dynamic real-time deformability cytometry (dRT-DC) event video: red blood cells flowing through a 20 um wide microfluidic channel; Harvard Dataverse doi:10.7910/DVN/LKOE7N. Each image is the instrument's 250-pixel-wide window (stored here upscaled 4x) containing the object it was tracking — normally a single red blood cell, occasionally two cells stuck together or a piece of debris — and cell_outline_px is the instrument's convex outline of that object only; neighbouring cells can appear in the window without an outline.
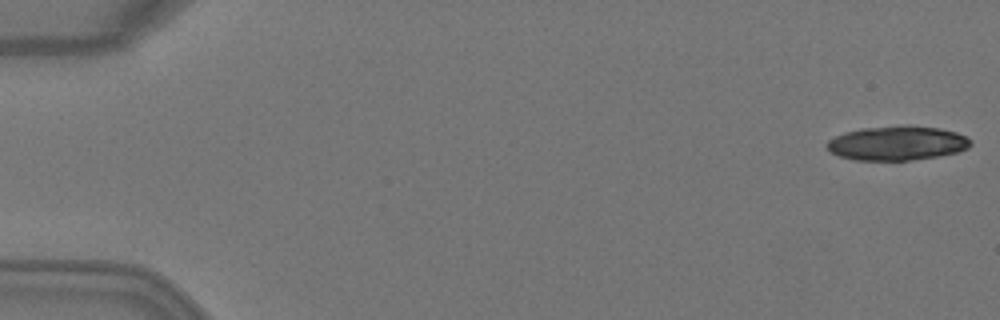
{"species": "Egyptian fruit bat (a non-hibernating species)", "species_latin": "Rousettus aegyptiacus", "temperature_condition": "warm", "stored_images_in_passage": 5, "camera_frame_rate_fps": 3000, "um_per_image_px": 0.085, "animal": {"sex": "female"}, "frame": {"image": 1, "passage_image": 1, "time_ms": 0.0, "image_size_px": [1000, 320], "cell_outline_px": [[972, 144], [968, 148], [956, 152], [940, 156], [912, 160], [852, 160], [840, 156], [832, 152], [824, 144], [828, 140], [844, 132], [860, 128], [904, 124], [908, 124], [940, 128], [956, 132], [968, 136], [972, 140]], "centroid_in_image_um": [76.28, 12.15], "position_along_channel_um": 8.7, "area_um2": 29.25}}